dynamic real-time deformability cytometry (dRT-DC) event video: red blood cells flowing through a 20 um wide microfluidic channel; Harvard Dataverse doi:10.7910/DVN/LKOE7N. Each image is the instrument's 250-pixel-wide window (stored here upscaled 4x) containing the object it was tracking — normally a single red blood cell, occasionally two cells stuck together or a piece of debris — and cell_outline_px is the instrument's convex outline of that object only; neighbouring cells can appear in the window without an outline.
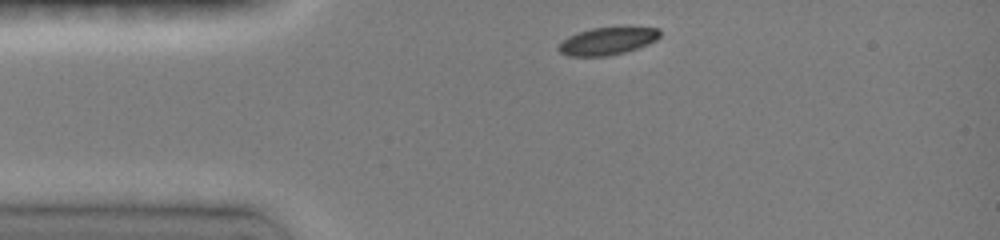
{"species": "common noctule bat (a hibernating species)", "species_latin": "Nyctalus noctula", "temperature_condition": "room temperature", "stored_images_in_passage": 4, "camera_frame_rate_fps": 3000, "um_per_image_px": 0.085, "animal": {"sex": "female", "body_mass_g": 19.0, "forearm_length_mm": 51.5}, "frame": {"image": 1, "passage_image": 1, "time_ms": 0.0, "image_size_px": [1000, 240], "cell_outline_px": [[660, 36], [656, 40], [648, 44], [624, 52], [608, 56], [568, 56], [560, 52], [556, 48], [568, 36], [592, 28], [628, 24], [660, 28]], "centroid_in_image_um": [51.71, 3.43], "position_along_channel_um": 33.3, "area_um2": 16.88}}
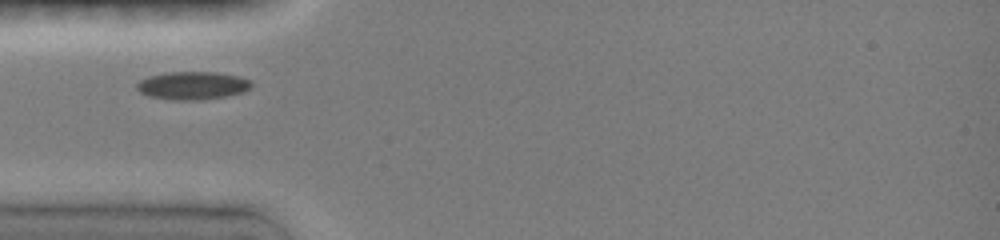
{"frame": {"image": 2, "passage_image": 3, "time_ms": 1.667, "image_size_px": [1000, 240], "cell_outline_px": [[252, 88], [244, 92], [224, 96], [200, 100], [172, 100], [148, 96], [140, 92], [136, 88], [136, 84], [140, 80], [148, 76], [168, 72], [216, 72], [240, 76], [252, 80]], "centroid_in_image_um": [16.39, 7.27], "position_along_channel_um": 68.6, "area_um2": 18.9}}